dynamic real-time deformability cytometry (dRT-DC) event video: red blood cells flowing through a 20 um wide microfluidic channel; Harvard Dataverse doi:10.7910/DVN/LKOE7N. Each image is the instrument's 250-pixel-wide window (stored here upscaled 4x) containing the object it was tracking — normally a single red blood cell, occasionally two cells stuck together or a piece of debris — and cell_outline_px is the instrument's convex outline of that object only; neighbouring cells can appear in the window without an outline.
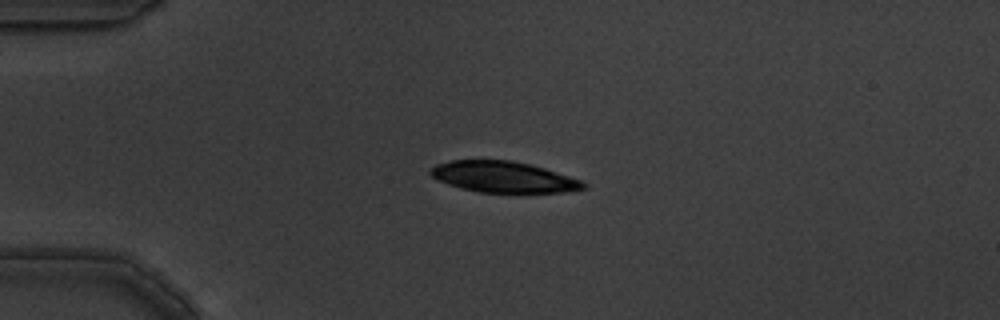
{"species": "common noctule bat (a hibernating species)", "species_latin": "Nyctalus noctula", "temperature_condition": "warm", "stored_images_in_passage": 6, "camera_frame_rate_fps": 3000, "um_per_image_px": 0.085, "animal": {"sex": "male", "body_mass_g": 19.5, "forearm_length_mm": 54.6}, "frame": {"image": 1, "passage_image": 4, "time_ms": 1.0, "image_size_px": [1000, 320], "cell_outline_px": [[588, 188], [568, 192], [480, 192], [460, 188], [448, 184], [432, 176], [428, 172], [436, 164], [452, 160], [512, 160], [544, 168], [580, 180], [588, 184]], "centroid_in_image_um": [42.81, 15.04], "position_along_channel_um": 42.2, "area_um2": 27.46}}